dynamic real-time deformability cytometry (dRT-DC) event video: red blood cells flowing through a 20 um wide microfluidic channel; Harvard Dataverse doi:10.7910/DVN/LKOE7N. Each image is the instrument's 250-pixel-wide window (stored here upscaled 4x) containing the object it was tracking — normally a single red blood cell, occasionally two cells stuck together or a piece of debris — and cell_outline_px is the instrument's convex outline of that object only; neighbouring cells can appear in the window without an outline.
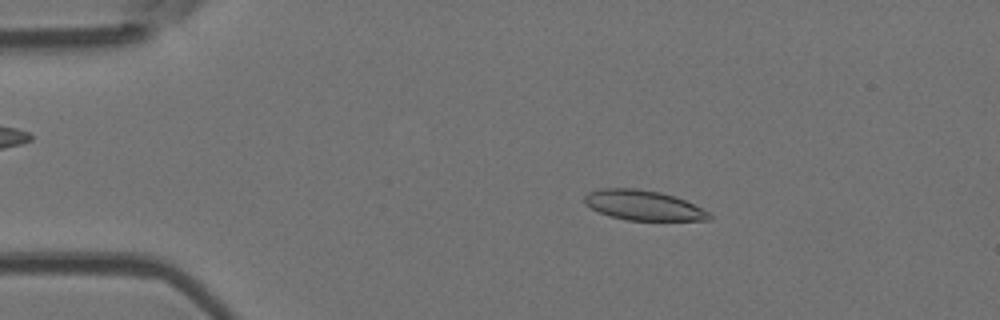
{"species": "Egyptian fruit bat (a non-hibernating species)", "species_latin": "Rousettus aegyptiacus", "temperature_condition": "room temperature", "stored_images_in_passage": 4, "camera_frame_rate_fps": 3000, "um_per_image_px": 0.085, "animal": {"sex": "female"}, "frame": {"image": 1, "passage_image": 2, "time_ms": 1.0, "image_size_px": [1000, 320], "cell_outline_px": [[712, 220], [628, 220], [608, 216], [584, 204], [584, 196], [588, 192], [600, 188], [636, 188], [660, 192], [684, 200], [708, 212], [712, 216]], "centroid_in_image_um": [54.63, 17.45], "position_along_channel_um": 30.4, "area_um2": 21.62}}
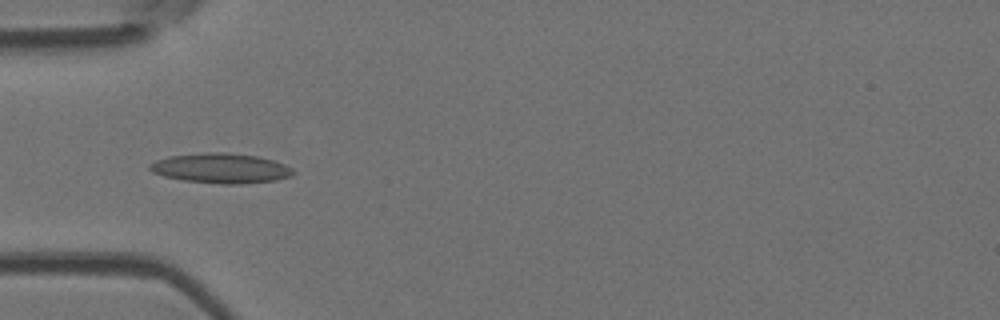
{"frame": {"image": 2, "passage_image": 4, "time_ms": 3.333, "image_size_px": [1000, 320], "cell_outline_px": [[296, 172], [292, 176], [276, 180], [240, 184], [220, 184], [184, 180], [164, 176], [152, 172], [148, 168], [148, 164], [156, 160], [168, 156], [204, 152], [228, 152], [256, 156], [272, 160], [284, 164], [292, 168]], "centroid_in_image_um": [18.77, 14.29], "position_along_channel_um": 66.2, "area_um2": 25.14}}